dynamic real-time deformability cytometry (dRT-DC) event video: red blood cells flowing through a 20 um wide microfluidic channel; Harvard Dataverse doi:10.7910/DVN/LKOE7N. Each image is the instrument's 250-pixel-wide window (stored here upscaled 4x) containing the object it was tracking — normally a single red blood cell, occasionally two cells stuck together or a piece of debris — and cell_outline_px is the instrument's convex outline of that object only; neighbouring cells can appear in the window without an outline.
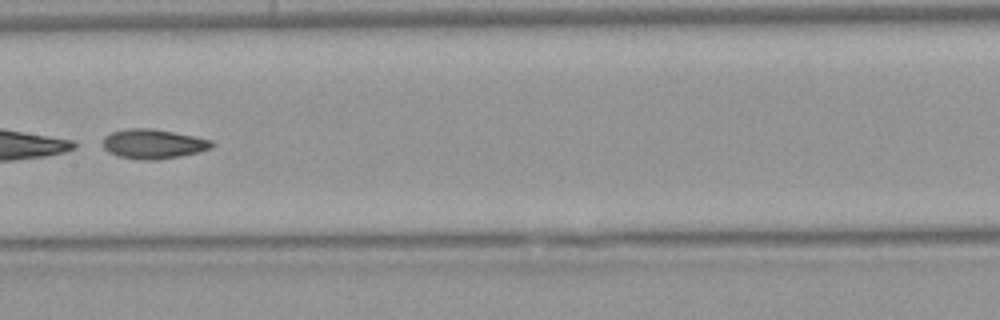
{"species": "Egyptian fruit bat (a non-hibernating species)", "species_latin": "Rousettus aegyptiacus", "temperature_condition": "warm", "stored_images_in_passage": 50, "segment_of_instrument_passage": [2, 2], "camera_frame_rate_fps": 3000, "um_per_image_px": 0.085, "animal": {"sex": "female"}, "frame": {"image": 1, "passage_image": 25, "time_ms": 8.0, "image_size_px": [1000, 320], "cell_outline_px": [[216, 144], [212, 148], [180, 156], [156, 160], [144, 160], [120, 156], [108, 152], [104, 148], [104, 136], [112, 132], [128, 128], [148, 128], [172, 132], [212, 140]], "centroid_in_image_um": [13.03, 12.23], "position_along_channel_um": 194.4, "area_um2": 18.5}}
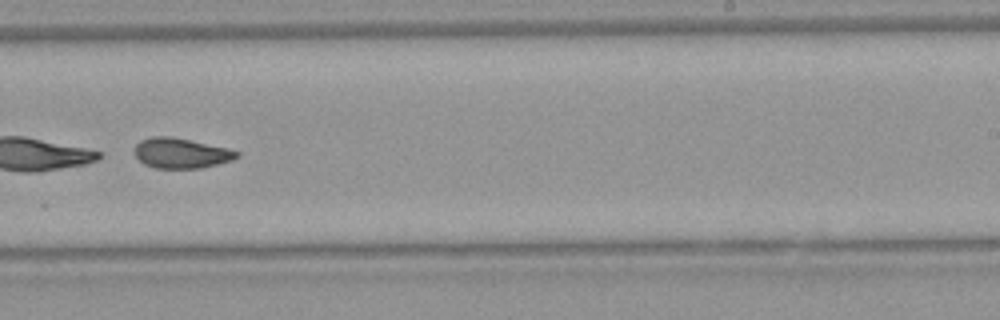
{"frame": {"image": 2, "passage_image": 31, "time_ms": 10.0, "image_size_px": [1000, 320], "cell_outline_px": [[240, 156], [232, 160], [200, 168], [156, 168], [144, 164], [136, 156], [136, 144], [140, 140], [152, 136], [172, 136], [228, 148], [240, 152]], "centroid_in_image_um": [15.41, 13.01], "position_along_channel_um": 273.6, "area_um2": 17.92}}
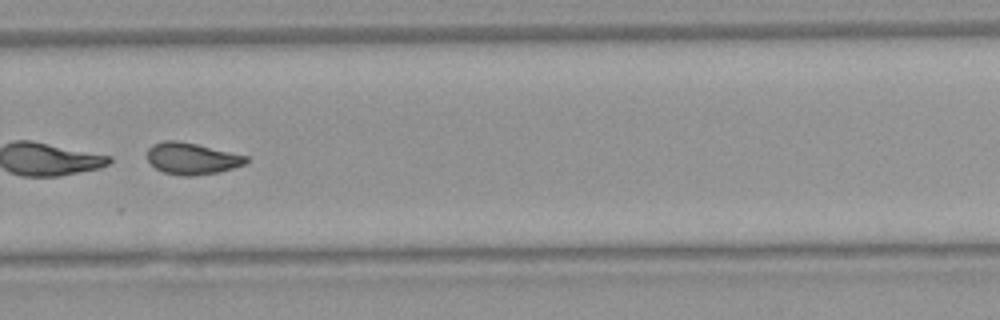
{"frame": {"image": 3, "passage_image": 34, "time_ms": 11.0, "image_size_px": [1000, 320], "cell_outline_px": [[248, 160], [244, 164], [220, 172], [192, 176], [184, 176], [164, 172], [156, 168], [148, 160], [148, 148], [152, 144], [164, 140], [176, 140], [196, 144], [248, 156]], "centroid_in_image_um": [16.3, 13.47], "position_along_channel_um": 313.5, "area_um2": 18.09}}